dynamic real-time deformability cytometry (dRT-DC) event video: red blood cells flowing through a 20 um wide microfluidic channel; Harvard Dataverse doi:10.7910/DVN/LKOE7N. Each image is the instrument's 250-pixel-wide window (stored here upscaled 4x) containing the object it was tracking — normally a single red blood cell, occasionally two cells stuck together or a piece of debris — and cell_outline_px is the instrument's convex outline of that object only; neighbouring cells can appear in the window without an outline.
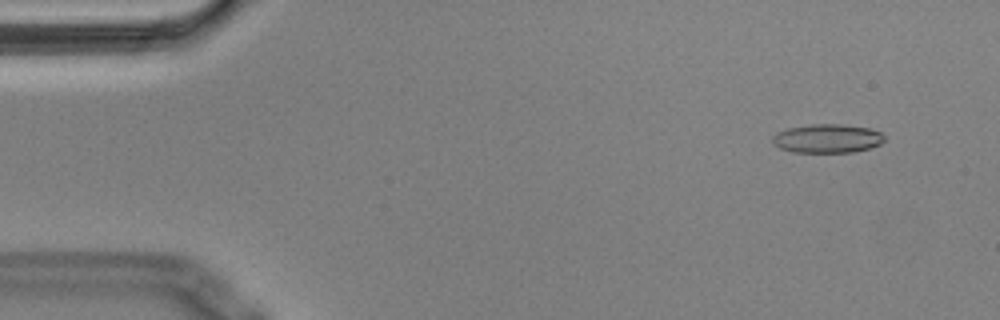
{"species": "Egyptian fruit bat (a non-hibernating species)", "species_latin": "Rousettus aegyptiacus", "temperature_condition": "cold", "stored_images_in_passage": 54, "camera_frame_rate_fps": 3000, "um_per_image_px": 0.085, "animal": {"sex": "male"}, "frame": {"image": 1, "passage_image": 4, "time_ms": 1.0, "image_size_px": [1000, 320], "cell_outline_px": [[884, 140], [880, 144], [868, 148], [852, 152], [792, 152], [780, 148], [772, 144], [772, 136], [776, 132], [788, 128], [812, 124], [840, 124], [872, 128], [880, 132], [884, 136]], "centroid_in_image_um": [70.29, 11.76], "position_along_channel_um": 14.7, "area_um2": 18.84}}
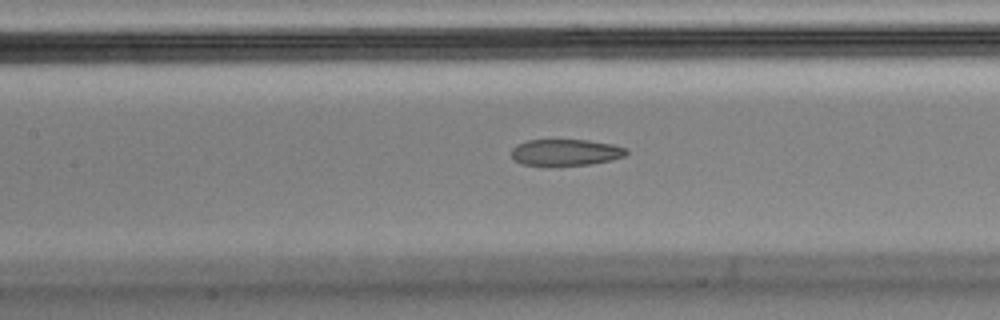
{"frame": {"image": 2, "passage_image": 24, "time_ms": 7.667, "image_size_px": [1000, 320], "cell_outline_px": [[628, 152], [624, 156], [612, 160], [588, 164], [560, 168], [520, 164], [512, 156], [512, 148], [516, 144], [528, 140], [588, 140], [612, 144], [624, 148]], "centroid_in_image_um": [48.03, 12.99], "position_along_channel_um": 159.4, "area_um2": 18.21}}
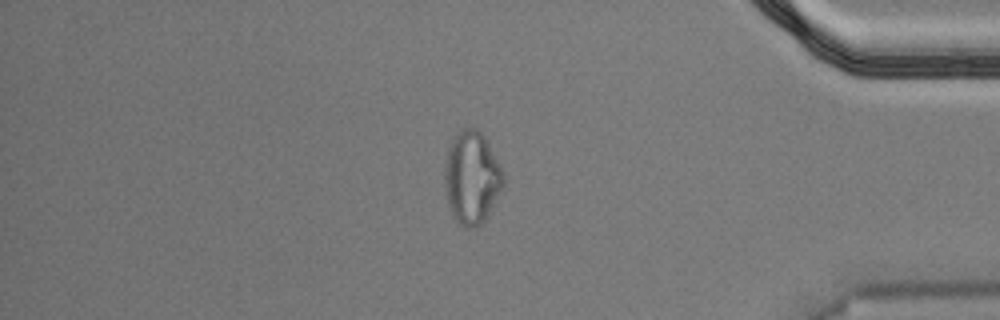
{"frame": {"image": 3, "passage_image": 46, "time_ms": 15.0, "image_size_px": [1000, 320], "cell_outline_px": [[504, 184], [484, 220], [480, 224], [472, 228], [464, 228], [452, 216], [444, 192], [444, 164], [448, 148], [452, 136], [460, 128], [476, 128], [484, 136], [504, 172]], "centroid_in_image_um": [40.06, 15.07], "position_along_channel_um": 395.1, "area_um2": 31.96}, "authors_computed_cell_mechanics": {"area_um2": 19.363, "velocity_mm_per_s": 3.6375, "shape_relaxation_time_tau1_ms": null, "shape_relaxation_time_tau2_ms": 2.2041, "deformation_change_tau1": null, "deformation_change_tau2": 0.0943}}